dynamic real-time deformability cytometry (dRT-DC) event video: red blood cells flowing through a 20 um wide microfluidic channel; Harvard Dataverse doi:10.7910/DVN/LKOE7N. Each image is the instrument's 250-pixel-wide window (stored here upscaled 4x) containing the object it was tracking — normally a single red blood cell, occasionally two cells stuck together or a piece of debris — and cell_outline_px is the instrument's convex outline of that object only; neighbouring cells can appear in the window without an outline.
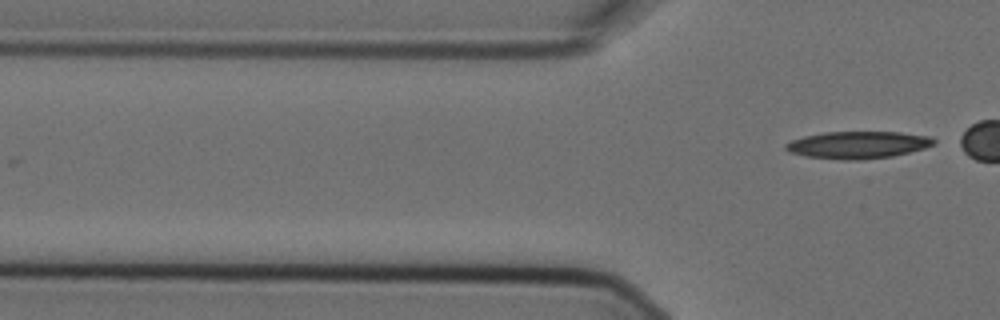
{"species": "Egyptian fruit bat (a non-hibernating species)", "species_latin": "Rousettus aegyptiacus", "temperature_condition": "cold", "stored_images_in_passage": 3, "camera_frame_rate_fps": 3000, "um_per_image_px": 0.085, "animal": {"sex": "female"}, "frame": {"image": 1, "passage_image": 3, "time_ms": 0.667, "image_size_px": [1000, 320], "cell_outline_px": [[936, 144], [924, 148], [892, 156], [864, 160], [840, 160], [804, 156], [788, 152], [784, 148], [784, 144], [792, 140], [804, 136], [824, 132], [900, 132], [932, 136], [936, 140]], "centroid_in_image_um": [72.92, 12.32], "position_along_channel_um": 52.9, "area_um2": 23.76}}